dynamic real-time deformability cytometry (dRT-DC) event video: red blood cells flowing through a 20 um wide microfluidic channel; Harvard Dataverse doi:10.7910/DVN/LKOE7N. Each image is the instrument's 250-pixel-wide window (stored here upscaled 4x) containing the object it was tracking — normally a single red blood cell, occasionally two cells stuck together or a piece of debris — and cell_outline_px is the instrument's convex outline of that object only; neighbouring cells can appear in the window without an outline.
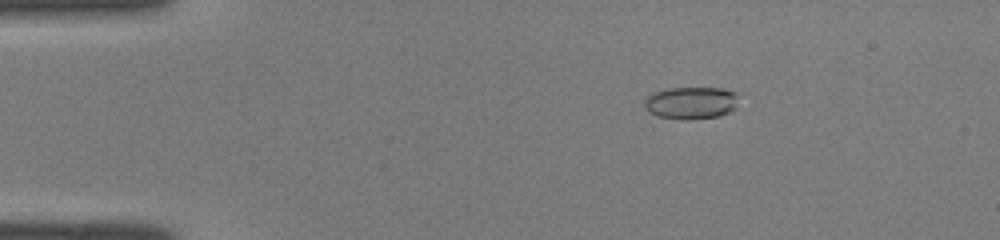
{"species": "common noctule bat (a hibernating species)", "species_latin": "Nyctalus noctula", "temperature_condition": "room temperature", "stored_images_in_passage": 44, "camera_frame_rate_fps": 3000, "um_per_image_px": 0.085, "animal": {"sex": "male", "body_mass_g": 19.0, "forearm_length_mm": 50.8}, "frame": {"image": 1, "passage_image": 2, "time_ms": 0.333, "image_size_px": [1000, 240], "cell_outline_px": [[736, 108], [720, 116], [684, 120], [680, 120], [656, 116], [648, 112], [644, 108], [644, 100], [652, 92], [668, 88], [720, 88], [736, 92]], "centroid_in_image_um": [58.68, 8.75], "position_along_channel_um": 26.3, "area_um2": 17.92}}
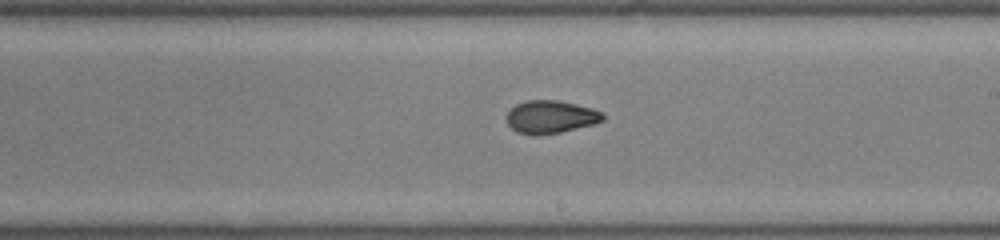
{"frame": {"image": 2, "passage_image": 23, "time_ms": 7.333, "image_size_px": [1000, 240], "cell_outline_px": [[604, 120], [596, 124], [560, 132], [536, 136], [516, 132], [508, 124], [508, 112], [516, 104], [528, 100], [556, 100], [592, 108], [600, 112], [604, 116]], "centroid_in_image_um": [46.81, 9.95], "position_along_channel_um": 242.2, "area_um2": 18.32}}
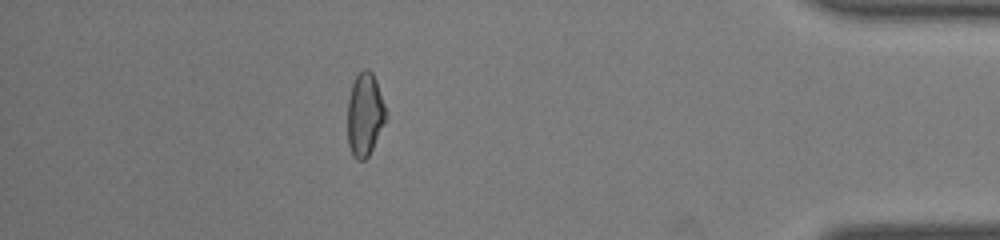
{"frame": {"image": 3, "passage_image": 38, "time_ms": 12.333, "image_size_px": [1000, 240], "cell_outline_px": [[388, 116], [368, 156], [364, 160], [356, 160], [352, 156], [348, 144], [348, 100], [352, 84], [356, 76], [364, 68], [368, 68], [372, 72], [376, 80]], "centroid_in_image_um": [31.01, 9.74], "position_along_channel_um": 404.2, "area_um2": 18.55}, "authors_computed_cell_mechanics": {"area_um2": 18.5538, "velocity_mm_per_s": 4.0948, "shape_relaxation_time_tau1_ms": 5.9184, "shape_relaxation_time_tau2_ms": 1.6289, "deformation_change_tau1": 0.1664, "deformation_change_tau2": 0.0635}}